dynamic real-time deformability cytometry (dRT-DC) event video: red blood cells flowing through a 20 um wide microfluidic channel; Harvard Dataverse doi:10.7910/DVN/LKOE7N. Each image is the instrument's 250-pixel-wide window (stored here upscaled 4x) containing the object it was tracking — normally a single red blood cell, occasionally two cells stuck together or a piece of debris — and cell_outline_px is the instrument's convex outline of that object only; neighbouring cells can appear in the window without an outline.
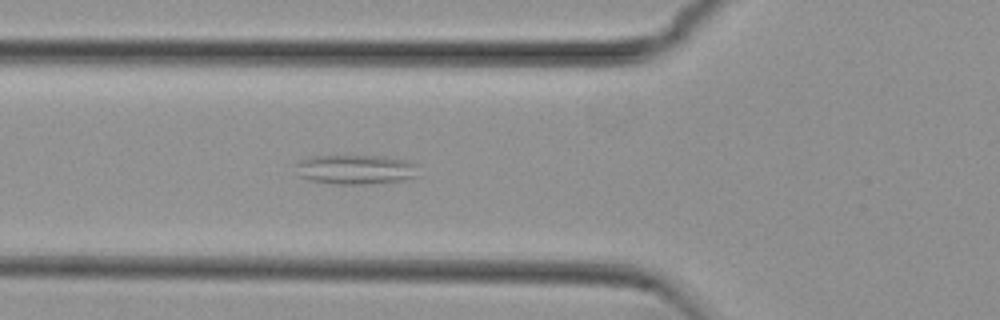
{"species": "common noctule bat (a hibernating species)", "species_latin": "Nyctalus noctula", "temperature_condition": "cold", "stored_images_in_passage": 55, "camera_frame_rate_fps": 3000, "um_per_image_px": 0.085, "animal": {"sex": "female", "body_mass_g": 29.2, "forearm_length_mm": 56.3}, "frame": {"image": 1, "passage_image": 21, "time_ms": 6.667, "image_size_px": [1000, 320], "cell_outline_px": [[420, 164], [416, 176], [404, 180], [364, 184], [336, 184], [308, 180], [300, 176], [300, 160], [312, 156], [388, 156], [408, 160]], "centroid_in_image_um": [30.35, 14.4], "position_along_channel_um": 95.4, "area_um2": 21.04}}
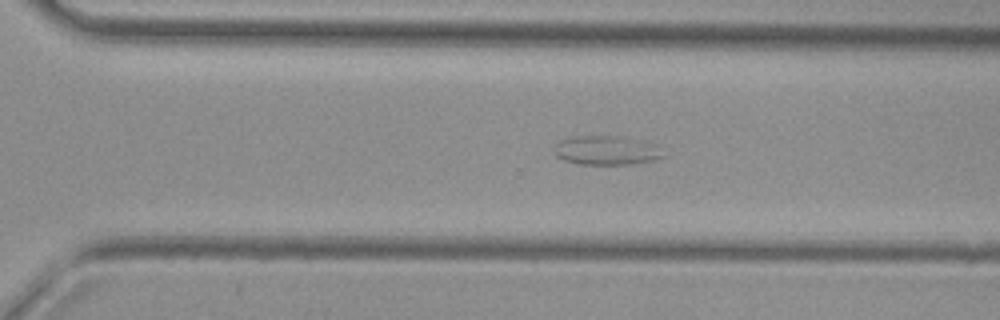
{"frame": {"image": 2, "passage_image": 39, "time_ms": 12.667, "image_size_px": [1000, 320], "cell_outline_px": [[664, 156], [656, 160], [632, 164], [576, 164], [564, 160], [556, 156], [556, 144], [560, 140], [572, 136], [620, 136], [636, 140]], "centroid_in_image_um": [51.38, 12.8], "position_along_channel_um": 319.2, "area_um2": 17.63}}
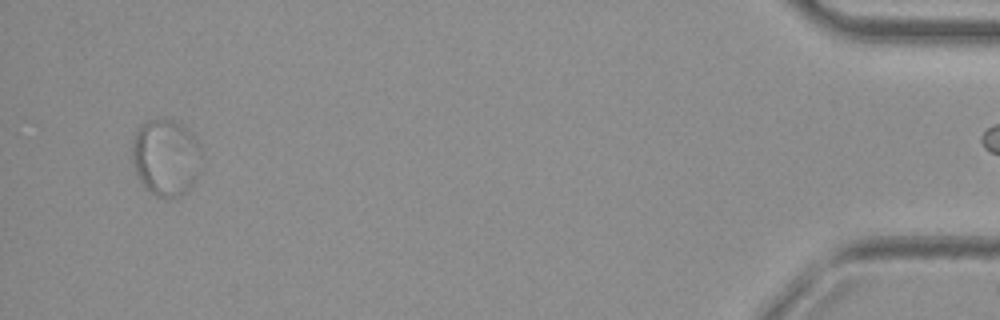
{"frame": {"image": 3, "passage_image": 54, "time_ms": 17.667, "image_size_px": [1000, 320], "cell_outline_px": [[200, 176], [192, 188], [188, 192], [180, 196], [164, 200], [156, 196], [144, 188], [136, 176], [132, 160], [132, 140], [140, 124], [148, 120], [172, 120], [180, 124], [196, 136], [200, 144]], "centroid_in_image_um": [14.11, 13.45], "position_along_channel_um": 421.1, "area_um2": 31.96}}